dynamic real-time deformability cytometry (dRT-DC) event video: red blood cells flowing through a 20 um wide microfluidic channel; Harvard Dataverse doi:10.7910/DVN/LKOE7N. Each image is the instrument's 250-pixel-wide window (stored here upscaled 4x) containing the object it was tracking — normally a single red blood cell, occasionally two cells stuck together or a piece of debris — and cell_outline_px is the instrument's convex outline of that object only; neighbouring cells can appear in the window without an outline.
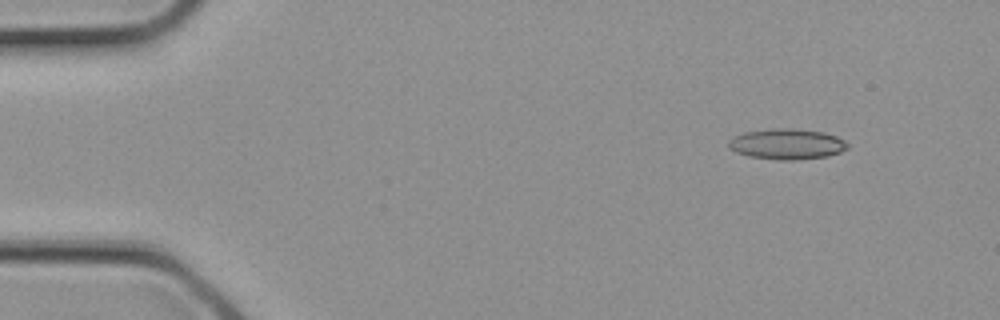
{"species": "common noctule bat (a hibernating species)", "species_latin": "Nyctalus noctula", "temperature_condition": "cold", "stored_images_in_passage": 2, "camera_frame_rate_fps": 3000, "um_per_image_px": 0.085, "animal": {"sex": "female", "body_mass_g": 21.9}, "frame": {"image": 1, "passage_image": 1, "time_ms": 0.0, "image_size_px": [1000, 320], "cell_outline_px": [[848, 148], [840, 152], [828, 156], [796, 160], [780, 160], [748, 156], [736, 152], [728, 148], [728, 140], [732, 136], [744, 132], [772, 128], [792, 128], [824, 132], [836, 136], [844, 140], [848, 144]], "centroid_in_image_um": [66.86, 12.24], "position_along_channel_um": 18.1, "area_um2": 21.44}}